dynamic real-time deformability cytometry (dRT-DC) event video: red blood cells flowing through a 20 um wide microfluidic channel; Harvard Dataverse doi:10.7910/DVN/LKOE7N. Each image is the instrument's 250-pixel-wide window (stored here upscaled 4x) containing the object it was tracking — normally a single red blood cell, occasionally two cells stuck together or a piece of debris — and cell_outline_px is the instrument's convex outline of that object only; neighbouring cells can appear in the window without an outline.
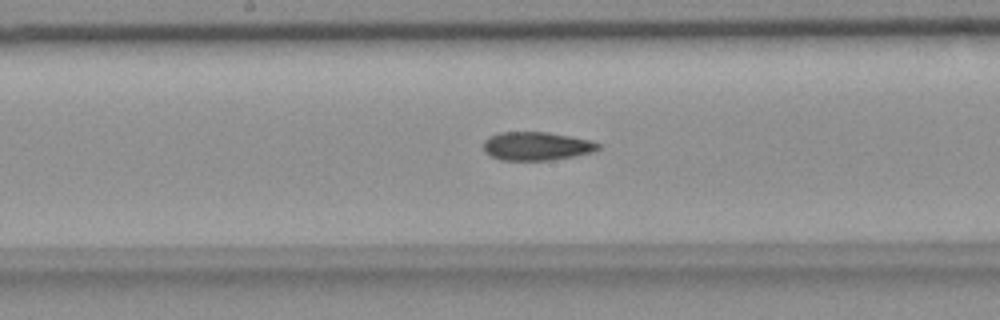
{"species": "common noctule bat (a hibernating species)", "species_latin": "Nyctalus noctula", "temperature_condition": "room temperature", "stored_images_in_passage": 34, "camera_frame_rate_fps": 3000, "um_per_image_px": 0.085, "animal": {"sex": "female", "body_mass_g": 18.4}, "frame": {"image": 1, "passage_image": 17, "time_ms": 5.333, "image_size_px": [1000, 320], "cell_outline_px": [[600, 148], [592, 152], [552, 160], [500, 160], [484, 152], [484, 140], [488, 136], [500, 132], [548, 132], [592, 140], [600, 144]], "centroid_in_image_um": [45.59, 12.41], "position_along_channel_um": 202.6, "area_um2": 19.07}}
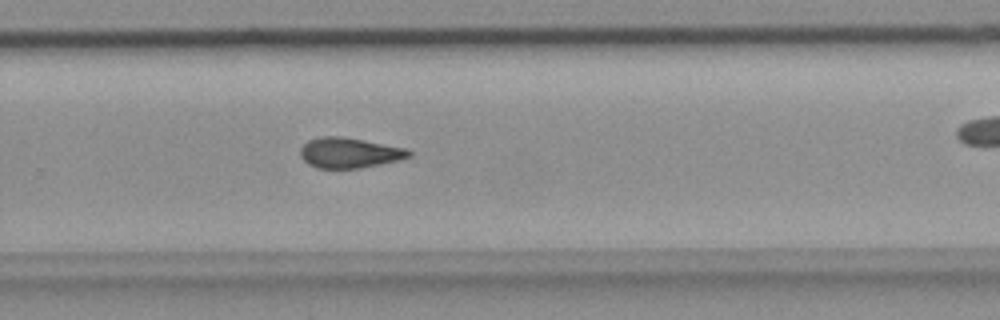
{"frame": {"image": 2, "passage_image": 25, "time_ms": 8.0, "image_size_px": [1000, 320], "cell_outline_px": [[412, 156], [400, 160], [360, 168], [316, 168], [308, 164], [300, 156], [300, 148], [308, 140], [320, 136], [340, 136], [364, 140], [408, 148], [412, 152]], "centroid_in_image_um": [29.71, 12.98], "position_along_channel_um": 300.1, "area_um2": 19.36}}
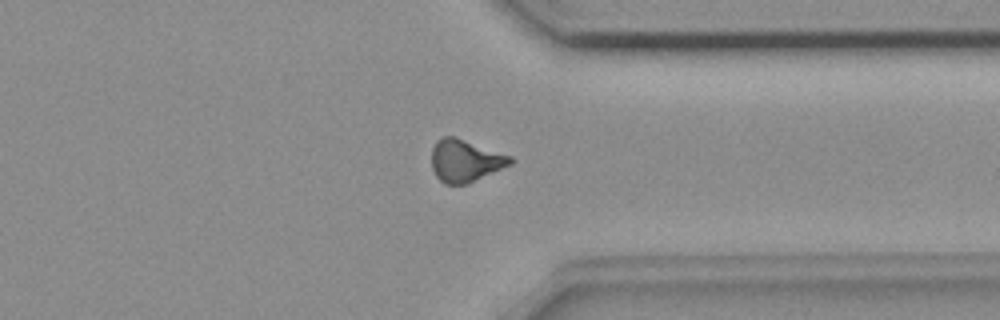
{"frame": {"image": 3, "passage_image": 31, "time_ms": 10.0, "image_size_px": [1000, 320], "cell_outline_px": [[512, 164], [468, 184], [444, 184], [436, 176], [432, 168], [432, 148], [436, 140], [444, 136], [456, 136], [512, 156]], "centroid_in_image_um": [39.54, 13.65], "position_along_channel_um": 371.9, "area_um2": 19.59}}